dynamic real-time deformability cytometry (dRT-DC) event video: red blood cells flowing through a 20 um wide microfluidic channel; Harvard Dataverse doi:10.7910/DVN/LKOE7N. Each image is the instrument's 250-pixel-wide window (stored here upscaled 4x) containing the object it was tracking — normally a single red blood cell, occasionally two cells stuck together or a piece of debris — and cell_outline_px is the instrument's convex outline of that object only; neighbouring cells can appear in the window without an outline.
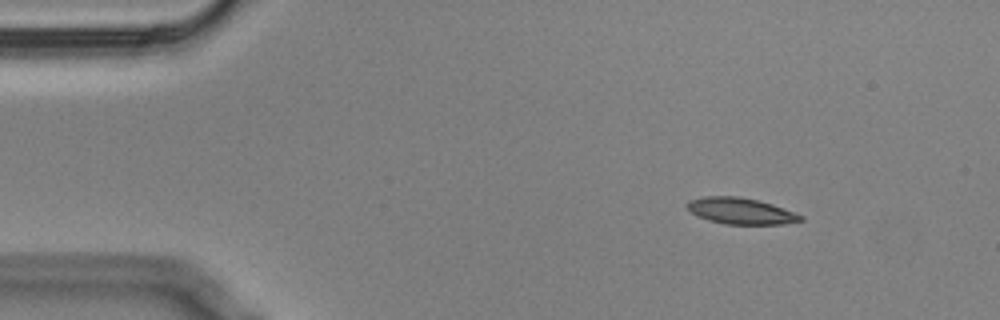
{"species": "Egyptian fruit bat (a non-hibernating species)", "species_latin": "Rousettus aegyptiacus", "temperature_condition": "cold", "stored_images_in_passage": 20, "camera_frame_rate_fps": 3000, "um_per_image_px": 0.085, "animal": {"sex": "male"}, "frame": {"image": 1, "passage_image": 1, "time_ms": 0.0, "image_size_px": [1000, 320], "cell_outline_px": [[804, 220], [784, 224], [724, 224], [708, 220], [696, 216], [684, 204], [688, 200], [704, 196], [740, 196], [772, 204], [804, 216]], "centroid_in_image_um": [62.93, 17.93], "position_along_channel_um": 22.1, "area_um2": 17.46}}
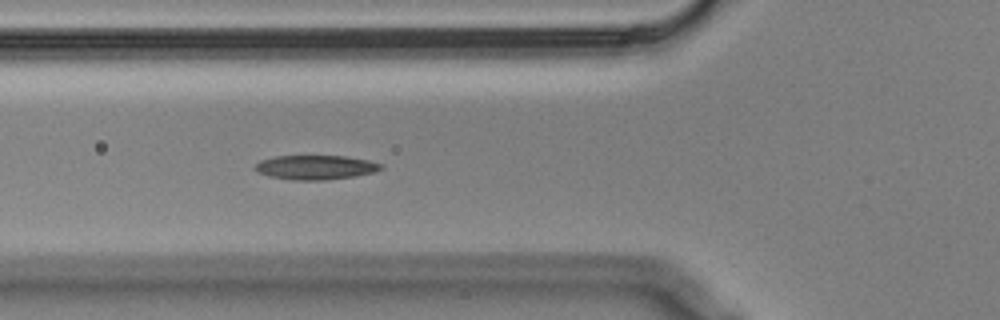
{"frame": {"image": 2, "passage_image": 14, "time_ms": 4.333, "image_size_px": [1000, 320], "cell_outline_px": [[384, 168], [372, 172], [352, 176], [320, 180], [296, 180], [272, 176], [260, 172], [252, 168], [260, 160], [276, 156], [348, 156], [368, 160], [384, 164]], "centroid_in_image_um": [26.85, 14.2], "position_along_channel_um": 99.0, "area_um2": 17.57}}
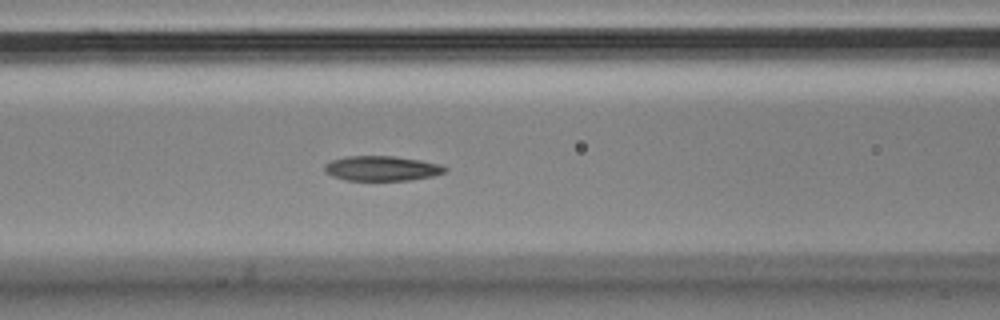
{"frame": {"image": 3, "passage_image": 17, "time_ms": 5.333, "image_size_px": [1000, 320], "cell_outline_px": [[448, 168], [444, 172], [432, 176], [408, 180], [344, 180], [332, 176], [324, 172], [324, 164], [332, 160], [348, 156], [392, 156], [420, 160], [440, 164]], "centroid_in_image_um": [32.42, 14.31], "position_along_channel_um": 134.2, "area_um2": 17.4}}